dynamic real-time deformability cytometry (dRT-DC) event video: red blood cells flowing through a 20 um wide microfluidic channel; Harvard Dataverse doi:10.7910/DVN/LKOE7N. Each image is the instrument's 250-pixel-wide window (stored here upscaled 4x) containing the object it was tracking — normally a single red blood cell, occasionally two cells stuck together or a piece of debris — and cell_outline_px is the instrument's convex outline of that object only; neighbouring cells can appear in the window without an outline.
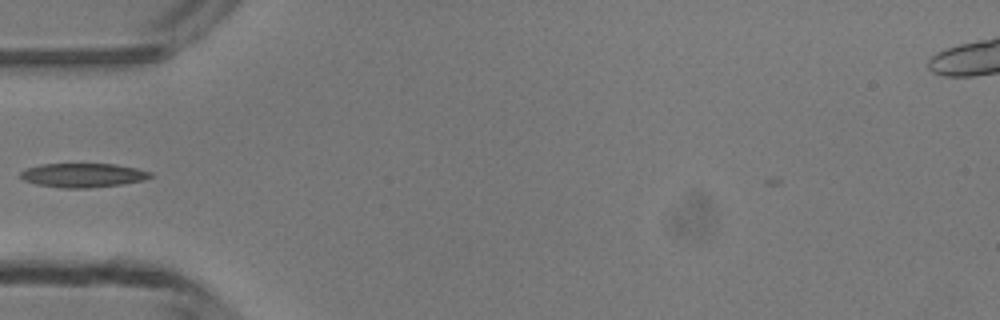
{"species": "common noctule bat (a hibernating species)", "species_latin": "Nyctalus noctula", "temperature_condition": "room temperature", "stored_images_in_passage": 1, "camera_frame_rate_fps": 3000, "um_per_image_px": 0.085, "animal": {"sex": "male", "body_mass_g": 13.3}, "frame": {"image": 1, "passage_image": 1, "time_ms": 0.0, "image_size_px": [1000, 320], "cell_outline_px": [[156, 176], [144, 180], [120, 184], [88, 188], [60, 188], [36, 184], [24, 180], [20, 176], [20, 172], [28, 168], [40, 164], [116, 164], [136, 168], [152, 172]], "centroid_in_image_um": [7.09, 14.89], "position_along_channel_um": 77.9, "area_um2": 18.26}}